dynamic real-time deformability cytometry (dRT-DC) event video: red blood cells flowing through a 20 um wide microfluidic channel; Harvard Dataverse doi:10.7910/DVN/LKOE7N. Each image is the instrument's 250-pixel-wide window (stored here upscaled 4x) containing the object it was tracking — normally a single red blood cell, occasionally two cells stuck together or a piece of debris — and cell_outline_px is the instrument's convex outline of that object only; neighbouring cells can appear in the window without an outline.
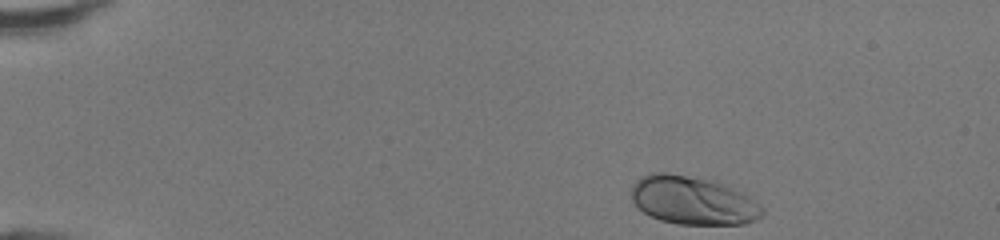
{"species": "human", "species_latin": "Homo sapiens", "temperature_condition": "room temperature", "stored_images_in_passage": 36, "camera_frame_rate_fps": 3000, "um_per_image_px": 0.085, "donor": {"sex": "female"}, "frame": {"image": 1, "passage_image": 1, "time_ms": 0.0, "image_size_px": [1000, 240], "cell_outline_px": [[764, 212], [756, 220], [744, 224], [680, 224], [660, 220], [644, 212], [632, 200], [632, 184], [640, 176], [648, 172], [664, 172], [708, 180], [724, 184], [744, 192], [764, 208]], "centroid_in_image_um": [58.9, 17.03], "position_along_channel_um": 26.1, "area_um2": 36.82}}
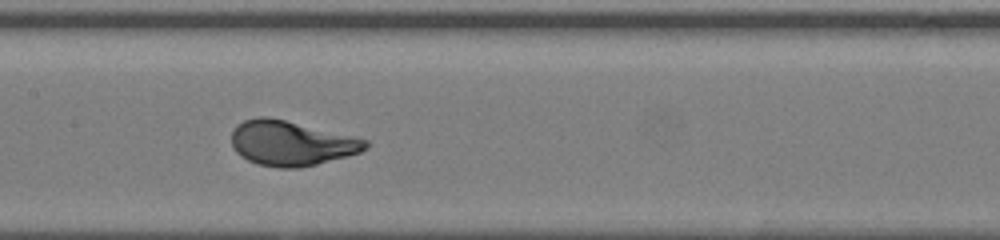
{"frame": {"image": 2, "passage_image": 19, "time_ms": 6.0, "image_size_px": [1000, 240], "cell_outline_px": [[372, 144], [368, 148], [360, 152], [316, 164], [300, 168], [276, 168], [260, 164], [248, 160], [240, 156], [232, 148], [232, 132], [236, 124], [244, 120], [260, 116], [268, 116], [352, 136], [368, 140]], "centroid_in_image_um": [24.73, 12.17], "position_along_channel_um": 182.7, "area_um2": 34.97}}
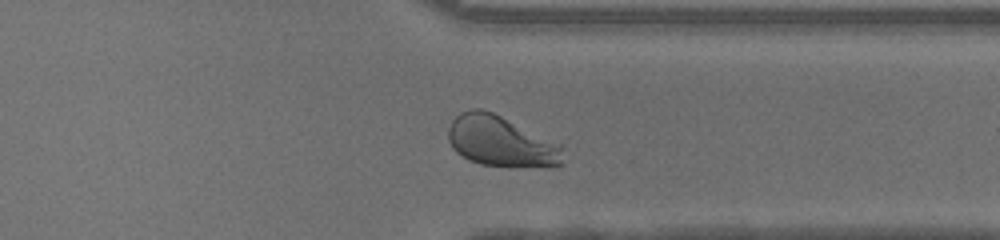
{"frame": {"image": 3, "passage_image": 32, "time_ms": 10.333, "image_size_px": [1000, 240], "cell_outline_px": [[564, 148], [560, 164], [556, 168], [508, 168], [480, 164], [468, 160], [456, 152], [452, 148], [448, 140], [448, 128], [452, 120], [460, 112], [472, 108], [480, 108], [492, 112], [564, 144]], "centroid_in_image_um": [42.63, 12.06], "position_along_channel_um": 368.8, "area_um2": 35.03}, "authors_computed_cell_mechanics": {"area_um2": 34.7378, "velocity_mm_per_s": 4.2931, "shape_relaxation_time_tau1_ms": 1.7924, "shape_relaxation_time_tau2_ms": null, "deformation_change_tau1": 0.172, "deformation_change_tau2": null}}